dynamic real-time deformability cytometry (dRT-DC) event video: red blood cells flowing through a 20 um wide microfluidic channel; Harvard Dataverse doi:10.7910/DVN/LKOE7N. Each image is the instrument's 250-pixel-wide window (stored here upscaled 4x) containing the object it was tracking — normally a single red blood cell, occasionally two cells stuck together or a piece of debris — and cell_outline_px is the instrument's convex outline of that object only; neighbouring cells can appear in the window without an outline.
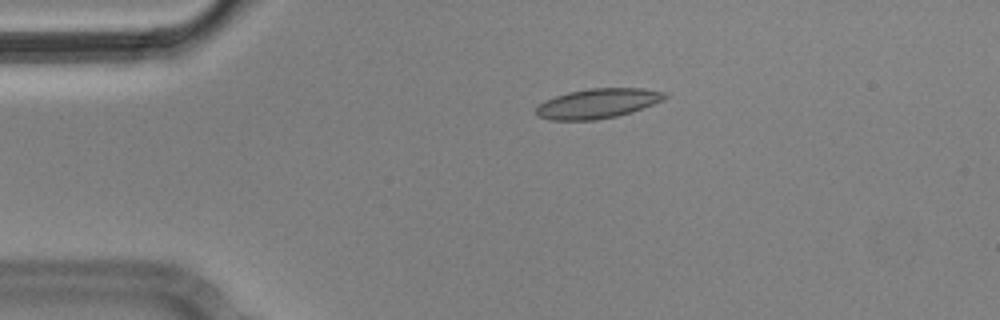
{"species": "Egyptian fruit bat (a non-hibernating species)", "species_latin": "Rousettus aegyptiacus", "temperature_condition": "cold", "stored_images_in_passage": 4, "camera_frame_rate_fps": 3000, "um_per_image_px": 0.085, "animal": {"sex": "male"}, "frame": {"image": 1, "passage_image": 3, "time_ms": 0.667, "image_size_px": [1000, 320], "cell_outline_px": [[668, 96], [664, 100], [632, 112], [616, 116], [596, 120], [552, 120], [536, 116], [536, 108], [544, 100], [568, 92], [588, 88], [644, 88], [664, 92]], "centroid_in_image_um": [50.81, 8.79], "position_along_channel_um": 34.2, "area_um2": 22.37}}